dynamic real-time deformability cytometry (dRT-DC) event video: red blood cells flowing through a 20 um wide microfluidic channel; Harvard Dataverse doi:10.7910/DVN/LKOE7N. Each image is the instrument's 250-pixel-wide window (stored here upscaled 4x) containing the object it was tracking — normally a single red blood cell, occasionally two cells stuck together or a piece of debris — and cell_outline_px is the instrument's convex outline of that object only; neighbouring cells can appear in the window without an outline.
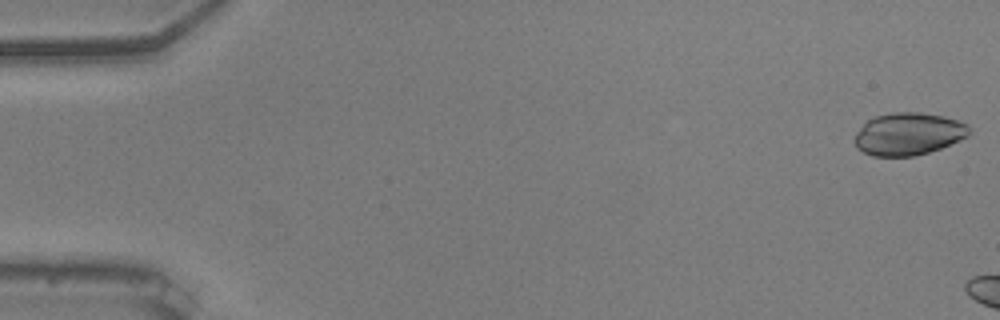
{"species": "common noctule bat (a hibernating species)", "species_latin": "Nyctalus noctula", "temperature_condition": "warm", "stored_images_in_passage": 7, "camera_frame_rate_fps": 3000, "um_per_image_px": 0.085, "animal": {"sex": "male", "body_mass_g": 20.5, "forearm_length_mm": 52.5}, "frame": {"image": 1, "passage_image": 1, "time_ms": 0.0, "image_size_px": [1000, 320], "cell_outline_px": [[972, 132], [968, 136], [940, 148], [928, 152], [912, 156], [872, 156], [856, 148], [852, 140], [856, 132], [868, 120], [876, 116], [892, 112], [920, 112], [944, 116], [968, 124]], "centroid_in_image_um": [77.2, 11.38], "position_along_channel_um": 7.8, "area_um2": 28.44}}